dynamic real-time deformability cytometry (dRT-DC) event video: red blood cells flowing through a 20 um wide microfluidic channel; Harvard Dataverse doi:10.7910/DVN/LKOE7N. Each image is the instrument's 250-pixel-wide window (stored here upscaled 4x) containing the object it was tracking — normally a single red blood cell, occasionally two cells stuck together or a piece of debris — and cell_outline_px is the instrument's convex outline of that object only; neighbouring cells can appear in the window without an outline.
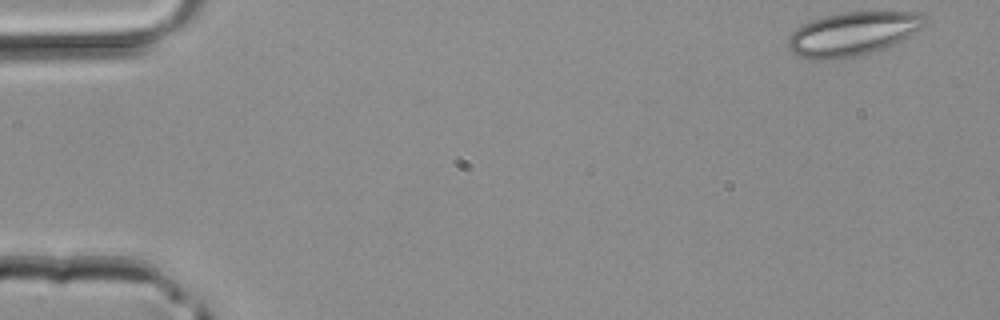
{"species": "common noctule bat (a hibernating species)", "species_latin": "Nyctalus noctula", "temperature_condition": "room temperature", "stored_images_in_passage": 29, "camera_frame_rate_fps": 3000, "um_per_image_px": 0.085, "animal": {"sex": "male", "body_mass_g": 20.4}, "frame": {"image": 1, "passage_image": 1, "time_ms": 0.0, "image_size_px": [1000, 320], "cell_outline_px": [[924, 24], [920, 28], [908, 36], [884, 48], [852, 56], [824, 60], [808, 60], [796, 56], [788, 48], [788, 36], [796, 28], [812, 20], [840, 12], [920, 12], [924, 16]], "centroid_in_image_um": [72.4, 2.87], "position_along_channel_um": 12.6, "area_um2": 34.33}}